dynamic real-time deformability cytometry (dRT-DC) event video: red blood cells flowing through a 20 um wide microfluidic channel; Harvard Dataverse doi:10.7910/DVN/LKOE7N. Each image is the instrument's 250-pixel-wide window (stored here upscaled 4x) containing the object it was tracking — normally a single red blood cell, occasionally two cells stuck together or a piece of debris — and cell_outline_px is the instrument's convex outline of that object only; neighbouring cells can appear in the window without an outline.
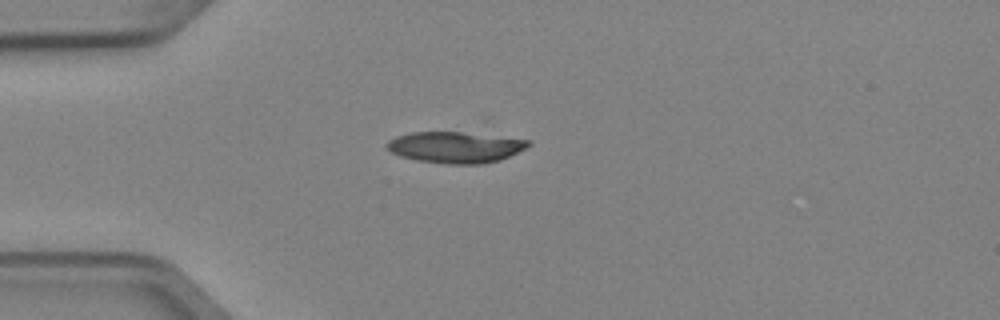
{"species": "Egyptian fruit bat (a non-hibernating species)", "species_latin": "Rousettus aegyptiacus", "temperature_condition": "cold", "stored_images_in_passage": 2, "camera_frame_rate_fps": 3000, "um_per_image_px": 0.085, "animal": {"sex": "female"}, "frame": {"image": 1, "passage_image": 1, "time_ms": 0.0, "image_size_px": [1000, 320], "cell_outline_px": [[532, 144], [500, 160], [480, 164], [448, 164], [416, 160], [400, 156], [392, 152], [384, 144], [388, 140], [396, 136], [412, 132], [460, 132], [532, 140]], "centroid_in_image_um": [38.67, 12.51], "position_along_channel_um": 46.3, "area_um2": 25.55}}